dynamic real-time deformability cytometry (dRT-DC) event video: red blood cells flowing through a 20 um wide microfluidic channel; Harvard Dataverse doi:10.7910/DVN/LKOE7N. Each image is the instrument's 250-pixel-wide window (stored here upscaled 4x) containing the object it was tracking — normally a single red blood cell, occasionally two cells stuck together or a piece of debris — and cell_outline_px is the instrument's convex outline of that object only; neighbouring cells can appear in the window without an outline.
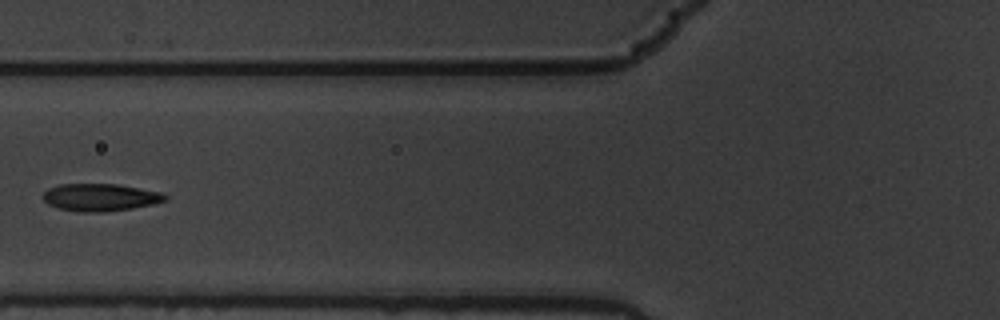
{"species": "common noctule bat (a hibernating species)", "species_latin": "Nyctalus noctula", "temperature_condition": "warm", "stored_images_in_passage": 16, "camera_frame_rate_fps": 3000, "um_per_image_px": 0.085, "animal": {"sex": "male", "body_mass_g": 19.5, "forearm_length_mm": 54.6}, "frame": {"image": 1, "passage_image": 7, "time_ms": 2.0, "image_size_px": [1000, 320], "cell_outline_px": [[168, 200], [152, 204], [132, 208], [104, 212], [76, 212], [56, 208], [48, 204], [40, 196], [48, 188], [60, 184], [116, 184], [160, 192], [168, 196]], "centroid_in_image_um": [8.47, 16.78], "position_along_channel_um": 117.3, "area_um2": 19.65}}
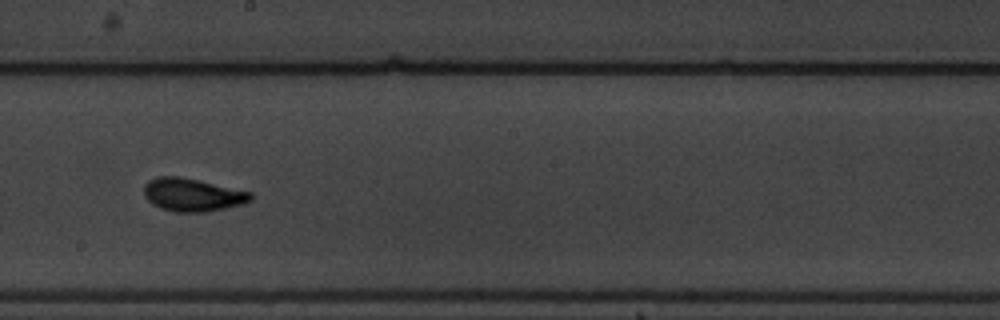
{"frame": {"image": 2, "passage_image": 10, "time_ms": 3.0, "image_size_px": [1000, 320], "cell_outline_px": [[252, 200], [244, 204], [204, 212], [176, 212], [160, 208], [152, 204], [144, 196], [144, 184], [148, 180], [156, 176], [180, 176], [252, 192]], "centroid_in_image_um": [16.34, 16.55], "position_along_channel_um": 231.9, "area_um2": 20.63}}
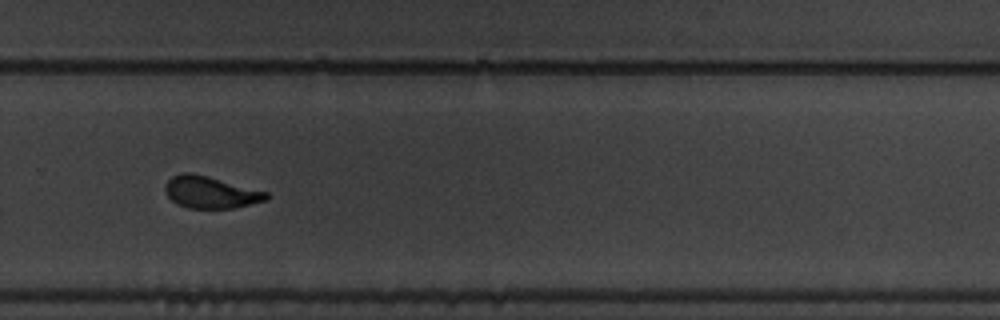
{"frame": {"image": 3, "passage_image": 12, "time_ms": 3.667, "image_size_px": [1000, 320], "cell_outline_px": [[268, 200], [232, 208], [188, 208], [176, 204], [164, 192], [164, 184], [172, 176], [184, 172], [192, 172], [268, 192]], "centroid_in_image_um": [17.86, 16.34], "position_along_channel_um": 311.9, "area_um2": 18.84}}